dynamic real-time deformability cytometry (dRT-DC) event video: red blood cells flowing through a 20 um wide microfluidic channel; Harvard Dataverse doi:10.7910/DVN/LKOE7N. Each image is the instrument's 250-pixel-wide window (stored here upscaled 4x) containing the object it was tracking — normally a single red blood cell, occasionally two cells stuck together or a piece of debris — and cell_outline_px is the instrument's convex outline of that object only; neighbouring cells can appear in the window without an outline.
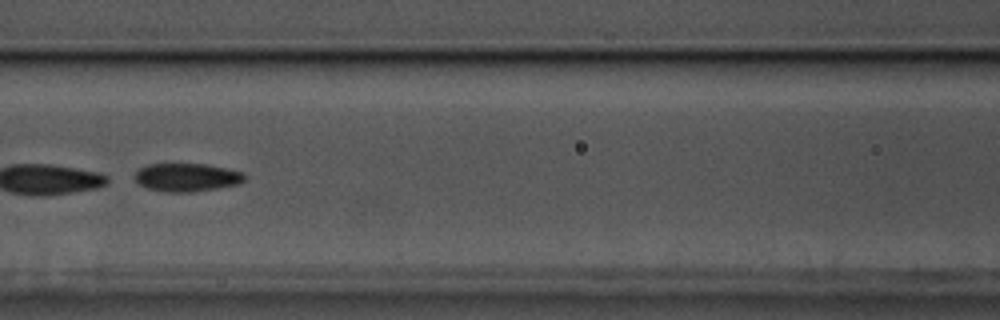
{"species": "common noctule bat (a hibernating species)", "species_latin": "Nyctalus noctula", "temperature_condition": "cold", "stored_images_in_passage": 33, "segment_of_instrument_passage": [2, 2], "camera_frame_rate_fps": 3000, "um_per_image_px": 0.085, "animal": {"sex": "male", "body_mass_g": 17.5, "forearm_length_mm": 52.3}, "frame": {"image": 1, "passage_image": 19, "time_ms": 6.0, "image_size_px": [1000, 320], "cell_outline_px": [[244, 180], [240, 184], [192, 192], [164, 192], [148, 188], [140, 184], [136, 180], [136, 172], [140, 168], [148, 164], [204, 164], [244, 172]], "centroid_in_image_um": [15.89, 15.08], "position_along_channel_um": 150.7, "area_um2": 17.86}}